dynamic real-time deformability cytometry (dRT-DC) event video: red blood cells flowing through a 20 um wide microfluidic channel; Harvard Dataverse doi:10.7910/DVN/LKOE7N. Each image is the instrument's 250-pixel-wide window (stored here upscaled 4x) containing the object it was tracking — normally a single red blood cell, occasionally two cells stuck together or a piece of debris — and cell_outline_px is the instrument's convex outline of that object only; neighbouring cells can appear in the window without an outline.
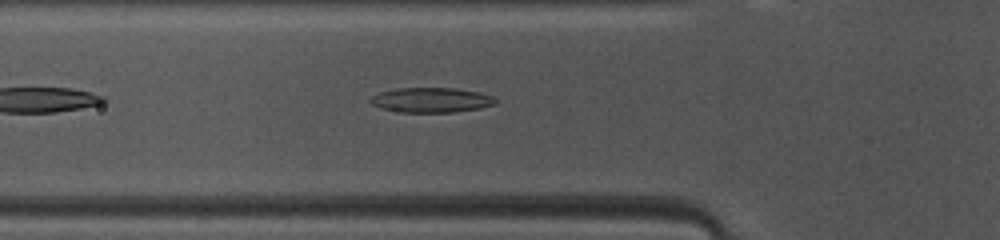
{"species": "common noctule bat (a hibernating species)", "species_latin": "Nyctalus noctula", "temperature_condition": "warm", "stored_images_in_passage": 38, "camera_frame_rate_fps": 3000, "um_per_image_px": 0.085, "animal": {"sex": "female", "body_mass_g": 10.0, "forearm_length_mm": 53.1}, "frame": {"image": 1, "passage_image": 6, "time_ms": 1.667, "image_size_px": [1000, 240], "cell_outline_px": [[500, 100], [496, 104], [480, 108], [456, 112], [404, 112], [380, 108], [372, 104], [368, 100], [372, 96], [380, 92], [396, 88], [456, 88], [480, 92], [492, 96]], "centroid_in_image_um": [36.7, 8.5], "position_along_channel_um": 89.1, "area_um2": 18.26}}
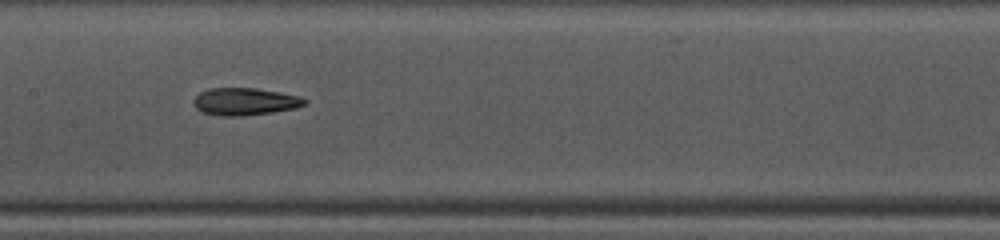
{"frame": {"image": 2, "passage_image": 13, "time_ms": 4.0, "image_size_px": [1000, 240], "cell_outline_px": [[308, 104], [296, 108], [272, 112], [244, 116], [220, 116], [204, 112], [196, 108], [192, 104], [192, 100], [200, 92], [208, 88], [256, 88], [280, 92], [300, 96], [308, 100]], "centroid_in_image_um": [20.83, 8.63], "position_along_channel_um": 186.6, "area_um2": 17.92}}
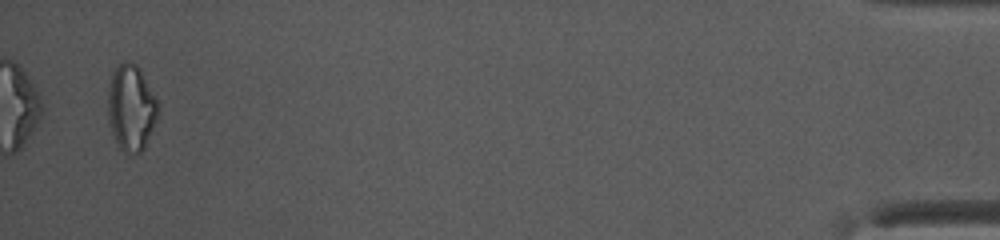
{"frame": {"image": 3, "passage_image": 37, "time_ms": 12.0, "image_size_px": [1000, 240], "cell_outline_px": [[160, 108], [156, 120], [144, 148], [140, 152], [132, 156], [124, 152], [120, 148], [112, 132], [108, 120], [108, 92], [112, 72], [124, 60], [128, 60], [136, 64], [140, 68], [160, 104]], "centroid_in_image_um": [11.16, 9.15], "position_along_channel_um": 424.0, "area_um2": 25.37}, "authors_computed_cell_mechanics": {"area_um2": 17.9758, "velocity_mm_per_s": 4.1274, "shape_relaxation_time_tau1_ms": 5.7662, "shape_relaxation_time_tau2_ms": 4.6871, "deformation_change_tau1": 0.1691, "deformation_change_tau2": 0.1409}}